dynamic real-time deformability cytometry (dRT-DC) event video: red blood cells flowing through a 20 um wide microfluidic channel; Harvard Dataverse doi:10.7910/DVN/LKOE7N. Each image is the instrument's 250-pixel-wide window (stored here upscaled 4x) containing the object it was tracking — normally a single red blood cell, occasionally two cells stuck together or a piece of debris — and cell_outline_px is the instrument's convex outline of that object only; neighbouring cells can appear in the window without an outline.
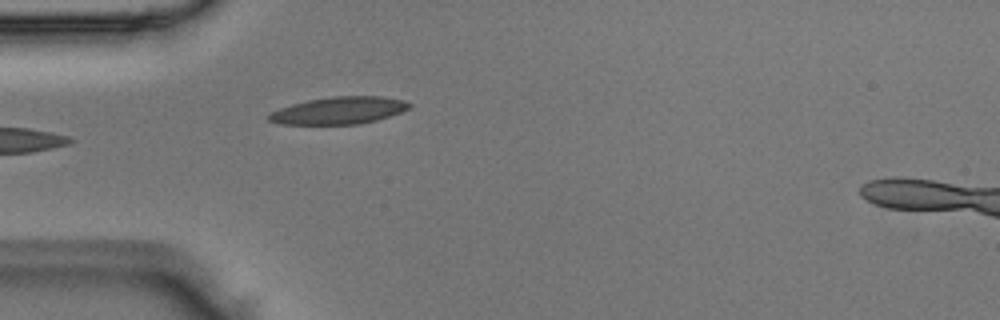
{"species": "Egyptian fruit bat (a non-hibernating species)", "species_latin": "Rousettus aegyptiacus", "temperature_condition": "room temperature", "stored_images_in_passage": 2, "camera_frame_rate_fps": 3000, "um_per_image_px": 0.085, "animal": {"sex": "male"}, "frame": {"image": 1, "passage_image": 2, "time_ms": 0.333, "image_size_px": [1000, 320], "cell_outline_px": [[412, 104], [408, 108], [400, 112], [376, 120], [360, 124], [280, 124], [268, 120], [268, 112], [292, 104], [308, 100], [332, 96], [380, 96], [404, 100]], "centroid_in_image_um": [28.78, 9.39], "position_along_channel_um": 56.2, "area_um2": 22.2}}